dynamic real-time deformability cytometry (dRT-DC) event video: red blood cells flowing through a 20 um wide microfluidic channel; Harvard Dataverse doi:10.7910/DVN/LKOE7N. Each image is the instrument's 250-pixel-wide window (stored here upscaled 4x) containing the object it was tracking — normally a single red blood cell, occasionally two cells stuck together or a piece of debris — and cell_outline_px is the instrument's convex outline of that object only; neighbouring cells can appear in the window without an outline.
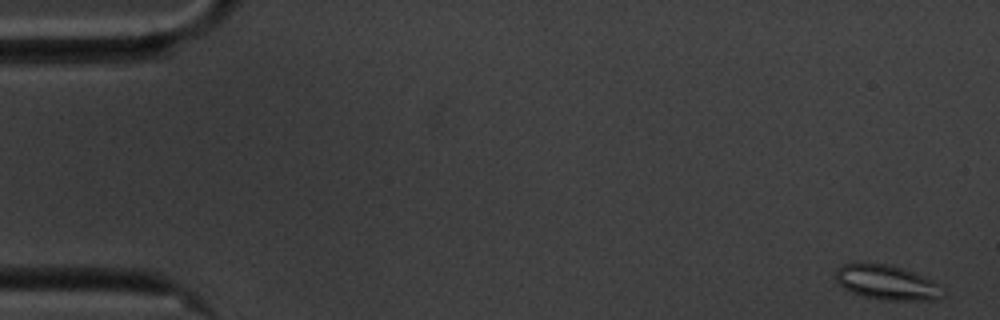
{"species": "common noctule bat (a hibernating species)", "species_latin": "Nyctalus noctula", "temperature_condition": "cold", "stored_images_in_passage": 58, "camera_frame_rate_fps": 3000, "um_per_image_px": 0.085, "animal": {"sex": "male", "body_mass_g": 20.1, "forearm_length_mm": 53.5}, "frame": {"image": 1, "passage_image": 2, "time_ms": 0.333, "image_size_px": [1000, 320], "cell_outline_px": [[944, 296], [936, 300], [880, 300], [864, 296], [852, 292], [844, 288], [836, 280], [836, 268], [844, 264], [856, 260], [864, 260], [892, 264], [904, 268], [924, 276], [940, 284]], "centroid_in_image_um": [75.36, 23.96], "position_along_channel_um": 9.6, "area_um2": 22.48}}
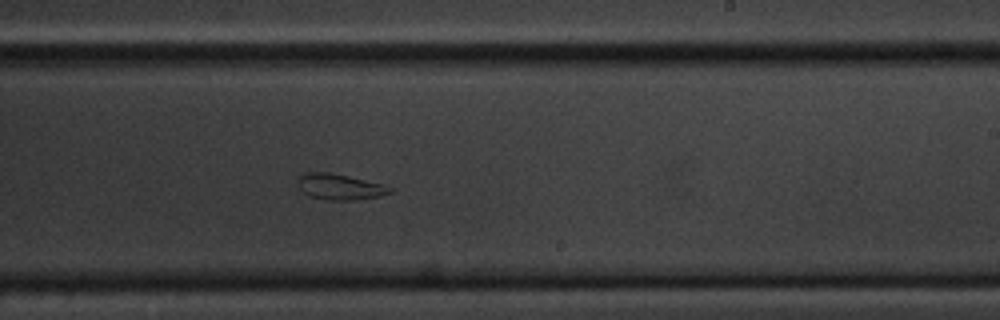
{"frame": {"image": 2, "passage_image": 35, "time_ms": 11.333, "image_size_px": [1000, 320], "cell_outline_px": [[396, 188], [392, 192], [380, 196], [352, 200], [328, 200], [308, 196], [296, 184], [296, 180], [304, 172], [328, 172], [348, 176], [384, 184]], "centroid_in_image_um": [28.89, 15.87], "position_along_channel_um": 260.1, "area_um2": 14.05}}
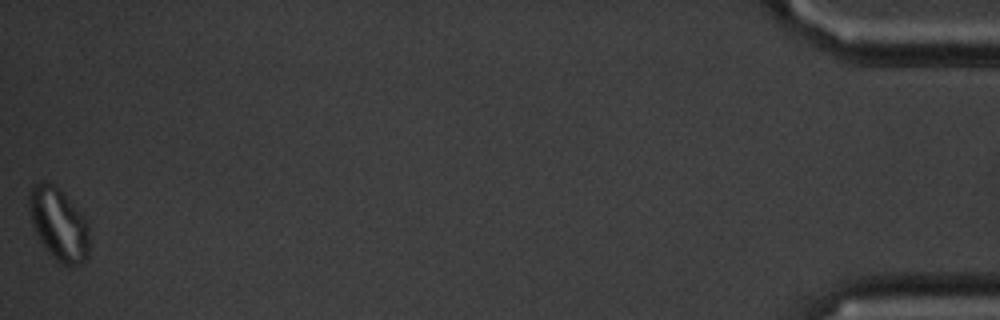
{"frame": {"image": 3, "passage_image": 58, "time_ms": 19.0, "image_size_px": [1000, 320], "cell_outline_px": [[88, 260], [72, 268], [68, 268], [60, 264], [52, 256], [40, 240], [32, 224], [28, 204], [28, 192], [32, 184], [44, 180], [52, 184], [64, 192], [84, 216], [88, 224]], "centroid_in_image_um": [4.99, 19.05], "position_along_channel_um": 430.2, "area_um2": 25.89}}